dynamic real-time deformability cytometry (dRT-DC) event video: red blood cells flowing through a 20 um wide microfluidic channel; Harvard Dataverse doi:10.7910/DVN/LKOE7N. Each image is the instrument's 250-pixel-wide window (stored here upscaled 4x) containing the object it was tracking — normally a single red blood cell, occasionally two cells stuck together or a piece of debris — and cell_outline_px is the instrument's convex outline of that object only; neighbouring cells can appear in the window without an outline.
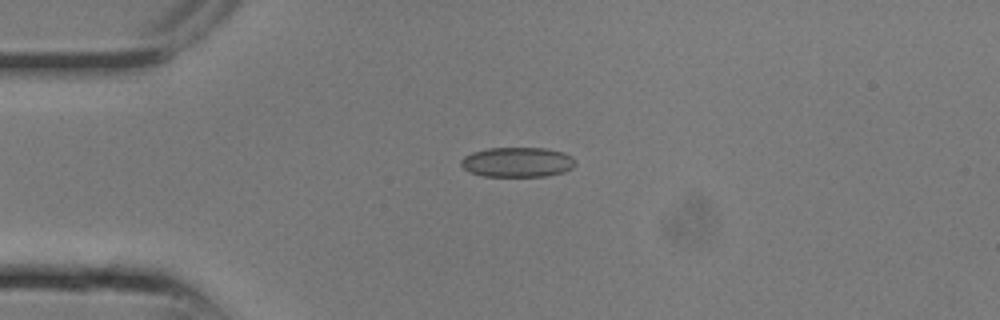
{"species": "common noctule bat (a hibernating species)", "species_latin": "Nyctalus noctula", "temperature_condition": "room temperature", "stored_images_in_passage": 10, "camera_frame_rate_fps": 3000, "um_per_image_px": 0.085, "animal": {"sex": "male", "body_mass_g": 13.3}, "frame": {"image": 1, "passage_image": 6, "time_ms": 1.667, "image_size_px": [1000, 320], "cell_outline_px": [[576, 164], [572, 168], [564, 172], [548, 176], [484, 176], [468, 172], [460, 164], [460, 160], [464, 156], [472, 152], [488, 148], [544, 148], [564, 152], [572, 156], [576, 160]], "centroid_in_image_um": [43.99, 13.78], "position_along_channel_um": 41.0, "area_um2": 20.11}}
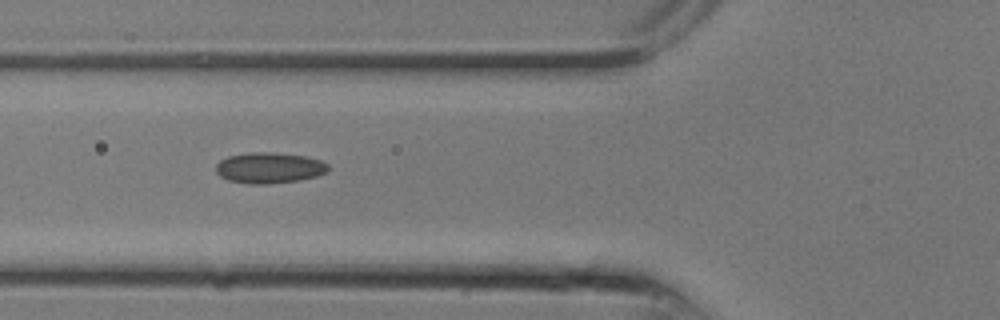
{"frame": {"image": 2, "passage_image": 9, "time_ms": 2.667, "image_size_px": [1000, 320], "cell_outline_px": [[328, 172], [316, 176], [300, 180], [268, 184], [252, 184], [228, 180], [220, 176], [216, 172], [216, 164], [220, 160], [228, 156], [252, 152], [272, 152], [304, 156], [320, 160], [328, 164]], "centroid_in_image_um": [22.88, 14.27], "position_along_channel_um": 102.9, "area_um2": 20.17}}